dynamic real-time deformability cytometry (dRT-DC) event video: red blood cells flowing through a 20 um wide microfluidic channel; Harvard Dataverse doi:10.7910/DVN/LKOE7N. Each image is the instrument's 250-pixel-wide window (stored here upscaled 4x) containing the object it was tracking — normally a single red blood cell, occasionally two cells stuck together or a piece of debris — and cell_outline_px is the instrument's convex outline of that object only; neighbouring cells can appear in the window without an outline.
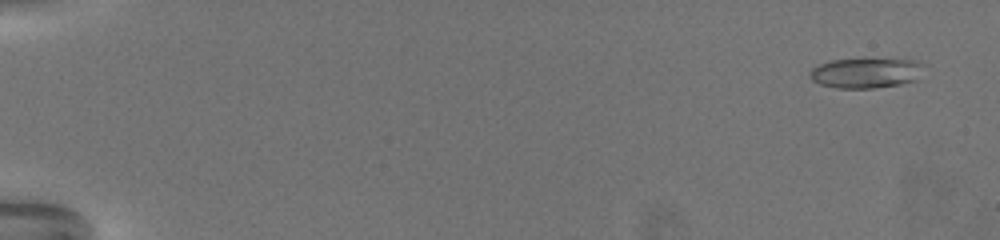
{"species": "common noctule bat (a hibernating species)", "species_latin": "Nyctalus noctula", "temperature_condition": "warm", "stored_images_in_passage": 19, "camera_frame_rate_fps": 3000, "um_per_image_px": 0.085, "animal": {"sex": "female", "body_mass_g": 19.5, "forearm_length_mm": 54.1}, "frame": {"image": 1, "passage_image": 4, "time_ms": 1.0, "image_size_px": [1000, 240], "cell_outline_px": [[924, 64], [916, 80], [900, 84], [872, 88], [836, 88], [820, 84], [812, 80], [812, 68], [828, 60], [864, 56], [916, 60]], "centroid_in_image_um": [73.62, 6.14], "position_along_channel_um": 11.4, "area_um2": 20.75}}